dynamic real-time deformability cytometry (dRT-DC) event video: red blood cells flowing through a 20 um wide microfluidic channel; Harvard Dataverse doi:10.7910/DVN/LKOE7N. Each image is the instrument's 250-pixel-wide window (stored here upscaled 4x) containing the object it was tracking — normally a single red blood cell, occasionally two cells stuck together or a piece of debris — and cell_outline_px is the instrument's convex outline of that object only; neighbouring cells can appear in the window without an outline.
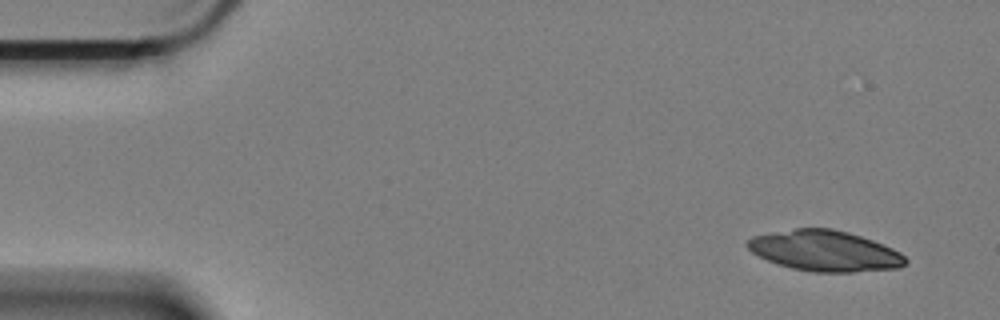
{"species": "Egyptian fruit bat (a non-hibernating species)", "species_latin": "Rousettus aegyptiacus", "temperature_condition": "cold", "stored_images_in_passage": 56, "camera_frame_rate_fps": 3000, "um_per_image_px": 0.085, "animal": {"sex": "female"}, "frame": {"image": 1, "passage_image": 1, "time_ms": 0.0, "image_size_px": [1000, 320], "cell_outline_px": [[908, 260], [900, 268], [856, 272], [812, 272], [792, 268], [768, 260], [752, 252], [744, 244], [752, 236], [772, 232], [796, 228], [832, 228], [848, 232], [872, 240], [892, 248], [900, 252]], "centroid_in_image_um": [70.11, 21.32], "position_along_channel_um": 14.9, "area_um2": 37.4}}